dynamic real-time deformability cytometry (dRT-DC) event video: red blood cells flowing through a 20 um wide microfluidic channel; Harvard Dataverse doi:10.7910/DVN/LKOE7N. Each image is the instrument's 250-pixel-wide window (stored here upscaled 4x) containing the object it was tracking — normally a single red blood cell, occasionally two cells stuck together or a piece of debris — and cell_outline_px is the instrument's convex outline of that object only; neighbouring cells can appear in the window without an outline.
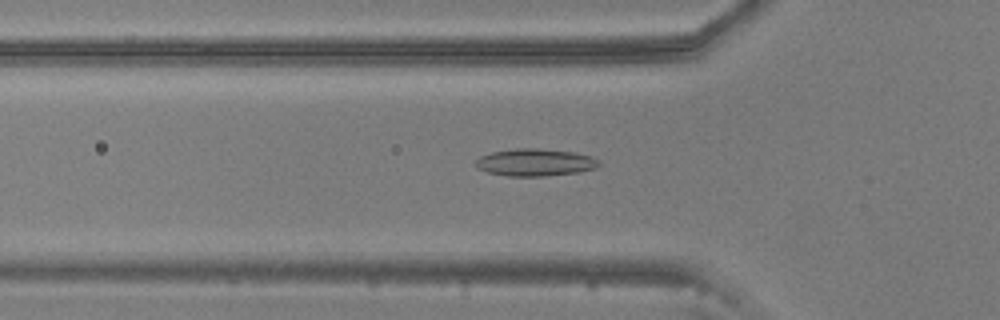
{"species": "common noctule bat (a hibernating species)", "species_latin": "Nyctalus noctula", "temperature_condition": "warm", "stored_images_in_passage": 26, "camera_frame_rate_fps": 3000, "um_per_image_px": 0.085, "animal": {"sex": "male", "body_mass_g": 20.5, "forearm_length_mm": 52.5}, "frame": {"image": 1, "passage_image": 5, "time_ms": 1.333, "image_size_px": [1000, 320], "cell_outline_px": [[600, 164], [596, 168], [580, 172], [544, 176], [508, 176], [488, 172], [476, 168], [476, 160], [480, 156], [492, 152], [516, 148], [536, 148], [572, 152], [592, 156], [600, 160]], "centroid_in_image_um": [45.5, 13.8], "position_along_channel_um": 80.3, "area_um2": 19.65}}
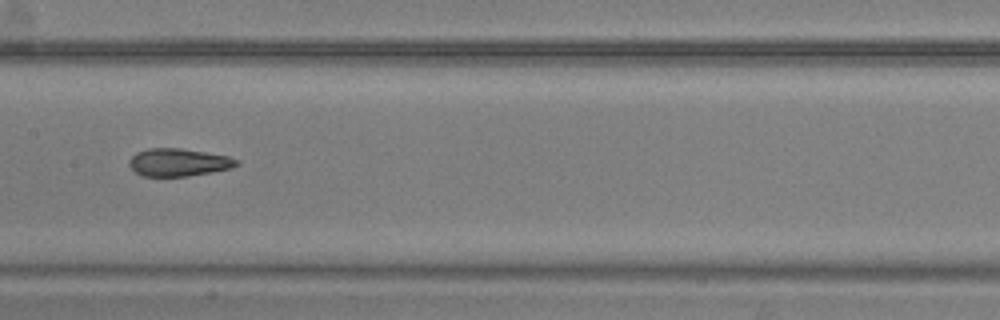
{"frame": {"image": 2, "passage_image": 14, "time_ms": 4.333, "image_size_px": [1000, 320], "cell_outline_px": [[240, 164], [232, 168], [212, 172], [188, 176], [140, 176], [128, 164], [128, 160], [136, 152], [148, 148], [180, 148], [228, 156], [236, 160]], "centroid_in_image_um": [15.15, 13.8], "position_along_channel_um": 192.3, "area_um2": 17.34}}
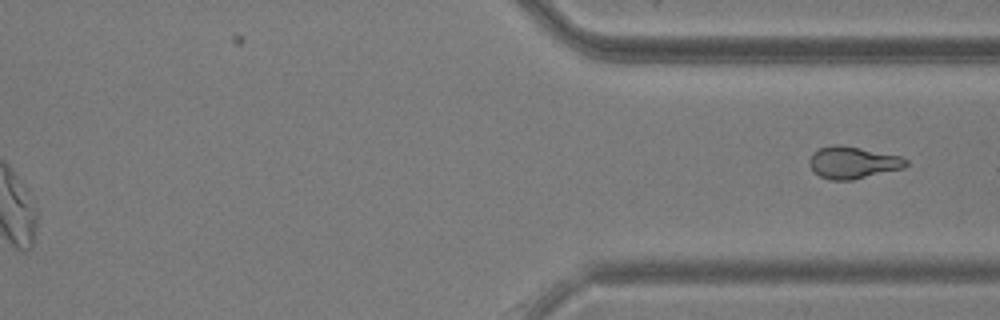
{"frame": {"image": 3, "passage_image": 26, "time_ms": 8.333, "image_size_px": [1000, 320], "cell_outline_px": [[912, 164], [904, 168], [852, 180], [832, 180], [820, 176], [808, 164], [808, 160], [812, 152], [820, 148], [832, 144], [840, 144], [900, 156], [908, 160]], "centroid_in_image_um": [72.51, 13.81], "position_along_channel_um": 338.9, "area_um2": 18.15}}